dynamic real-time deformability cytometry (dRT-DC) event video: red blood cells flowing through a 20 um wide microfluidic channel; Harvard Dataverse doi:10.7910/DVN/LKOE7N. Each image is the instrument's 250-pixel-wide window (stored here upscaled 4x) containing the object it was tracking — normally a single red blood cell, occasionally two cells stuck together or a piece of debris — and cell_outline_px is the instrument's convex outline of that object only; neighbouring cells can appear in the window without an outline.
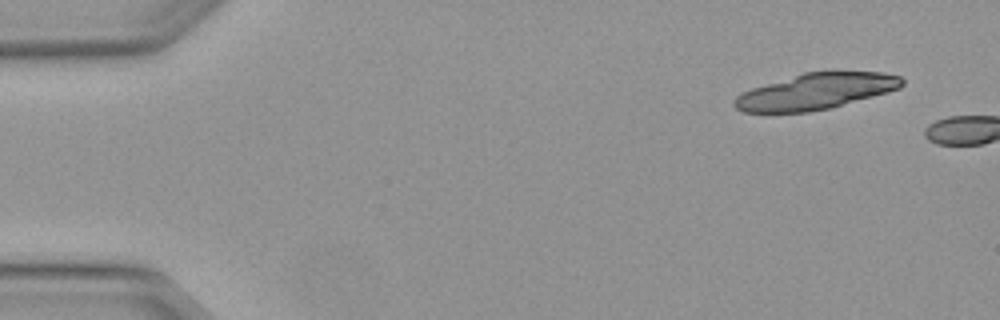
{"species": "Egyptian fruit bat (a non-hibernating species)", "species_latin": "Rousettus aegyptiacus", "temperature_condition": "warm", "stored_images_in_passage": 2, "segment_of_instrument_passage": [2, 2], "camera_frame_rate_fps": 3000, "um_per_image_px": 0.085, "animal": {"sex": "female"}, "frame": {"image": 1, "passage_image": 2, "time_ms": 0.333, "image_size_px": [1000, 320], "cell_outline_px": [[904, 84], [900, 88], [888, 92], [828, 108], [808, 112], [744, 112], [736, 108], [732, 104], [736, 96], [752, 88], [804, 72], [832, 68], [884, 72], [900, 76], [904, 80]], "centroid_in_image_um": [69.41, 7.71], "position_along_channel_um": 15.6, "area_um2": 35.89}}